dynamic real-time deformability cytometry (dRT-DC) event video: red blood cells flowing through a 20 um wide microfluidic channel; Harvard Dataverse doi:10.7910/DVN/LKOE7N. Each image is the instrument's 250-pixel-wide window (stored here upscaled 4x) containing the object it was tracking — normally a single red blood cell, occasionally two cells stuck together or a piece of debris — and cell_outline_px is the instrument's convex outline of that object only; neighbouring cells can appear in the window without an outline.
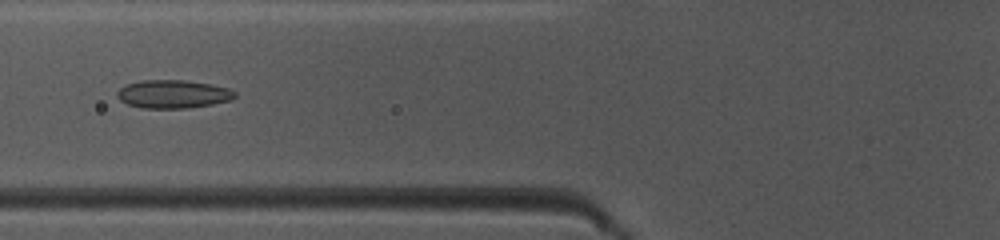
{"species": "common noctule bat (a hibernating species)", "species_latin": "Nyctalus noctula", "temperature_condition": "warm", "stored_images_in_passage": 49, "camera_frame_rate_fps": 3000, "um_per_image_px": 0.085, "animal": {"sex": "female", "body_mass_g": 10.0, "forearm_length_mm": 53.1}, "frame": {"image": 1, "passage_image": 20, "time_ms": 6.333, "image_size_px": [1000, 240], "cell_outline_px": [[236, 96], [232, 100], [212, 104], [188, 108], [140, 108], [128, 104], [120, 100], [116, 96], [116, 92], [124, 84], [140, 80], [184, 80], [208, 84], [228, 88], [236, 92]], "centroid_in_image_um": [14.67, 8.0], "position_along_channel_um": 111.1, "area_um2": 19.48}}
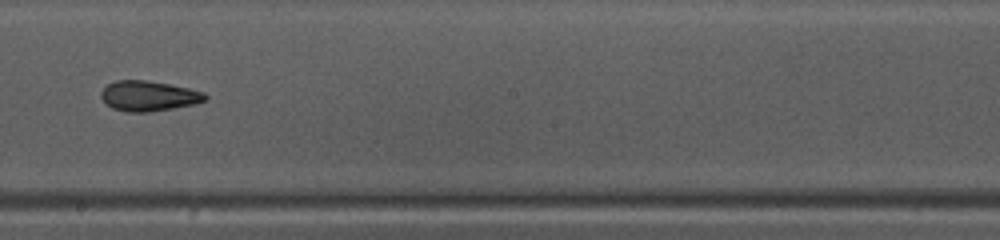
{"frame": {"image": 2, "passage_image": 29, "time_ms": 9.333, "image_size_px": [1000, 240], "cell_outline_px": [[208, 100], [196, 104], [148, 112], [128, 112], [112, 108], [100, 96], [100, 92], [108, 84], [116, 80], [148, 80], [188, 88], [204, 92], [208, 96]], "centroid_in_image_um": [12.66, 8.15], "position_along_channel_um": 235.5, "area_um2": 18.32}}
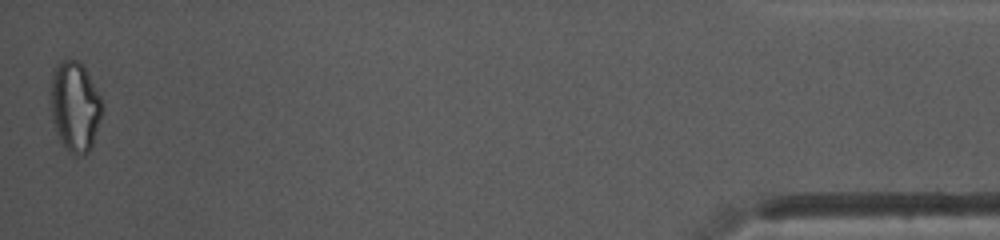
{"frame": {"image": 3, "passage_image": 49, "time_ms": 16.0, "image_size_px": [1000, 240], "cell_outline_px": [[104, 108], [92, 144], [88, 152], [84, 156], [76, 156], [68, 152], [64, 148], [56, 132], [48, 104], [48, 92], [52, 68], [56, 64], [68, 56], [76, 60], [84, 68], [100, 96]], "centroid_in_image_um": [6.3, 9.03], "position_along_channel_um": 428.9, "area_um2": 27.92}, "authors_computed_cell_mechanics": {"area_um2": 19.4786, "velocity_mm_per_s": 4.1324, "shape_relaxation_time_tau1_ms": 5.6197, "shape_relaxation_time_tau2_ms": 2.6966, "deformation_change_tau1": 0.1289, "deformation_change_tau2": 0.0881}}